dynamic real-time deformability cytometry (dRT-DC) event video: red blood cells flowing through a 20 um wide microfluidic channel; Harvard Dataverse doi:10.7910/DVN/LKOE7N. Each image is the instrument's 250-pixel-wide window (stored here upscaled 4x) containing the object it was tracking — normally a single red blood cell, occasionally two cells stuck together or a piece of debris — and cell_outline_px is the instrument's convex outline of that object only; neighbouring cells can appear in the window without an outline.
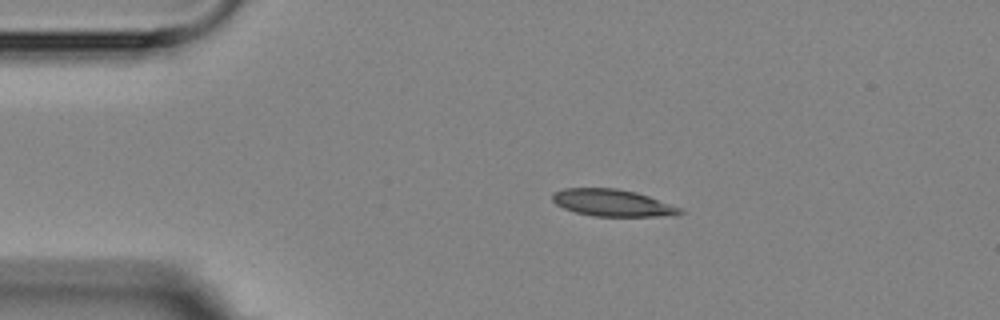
{"species": "Egyptian fruit bat (a non-hibernating species)", "species_latin": "Rousettus aegyptiacus", "temperature_condition": "room temperature", "stored_images_in_passage": 5, "camera_frame_rate_fps": 3000, "um_per_image_px": 0.085, "animal": {"sex": "female"}, "frame": {"image": 1, "passage_image": 3, "time_ms": 2.333, "image_size_px": [1000, 320], "cell_outline_px": [[684, 212], [656, 216], [592, 216], [576, 212], [564, 208], [556, 204], [552, 200], [552, 192], [564, 188], [616, 188], [636, 192], [648, 196], [680, 208]], "centroid_in_image_um": [51.96, 17.23], "position_along_channel_um": 33.0, "area_um2": 19.71}}
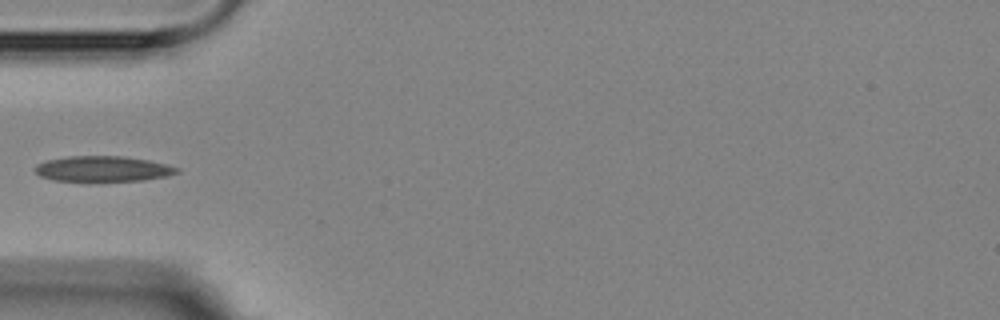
{"frame": {"image": 2, "passage_image": 5, "time_ms": 4.667, "image_size_px": [1000, 320], "cell_outline_px": [[180, 172], [168, 176], [144, 180], [52, 180], [40, 176], [32, 168], [36, 164], [48, 160], [68, 156], [124, 156], [148, 160], [180, 168]], "centroid_in_image_um": [8.74, 14.34], "position_along_channel_um": 76.3, "area_um2": 20.87}}